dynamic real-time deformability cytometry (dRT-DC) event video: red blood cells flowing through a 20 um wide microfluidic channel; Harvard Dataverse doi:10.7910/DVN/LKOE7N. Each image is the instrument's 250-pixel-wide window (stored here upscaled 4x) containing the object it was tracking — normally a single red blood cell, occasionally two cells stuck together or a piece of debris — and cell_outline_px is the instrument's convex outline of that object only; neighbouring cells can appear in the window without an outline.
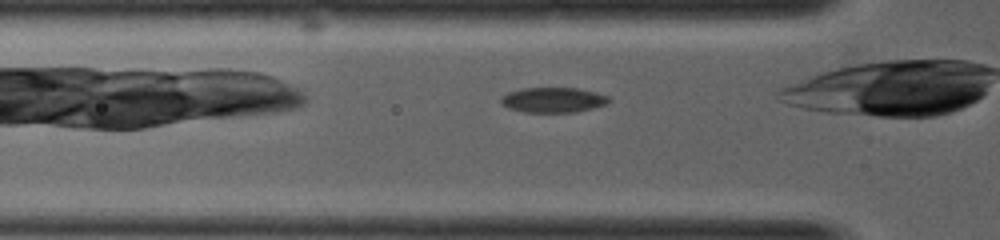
{"species": "common noctule bat (a hibernating species)", "species_latin": "Nyctalus noctula", "temperature_condition": "warm", "stored_images_in_passage": 9, "camera_frame_rate_fps": 5000, "um_per_image_px": 0.085, "animal": {"sex": "female", "body_mass_g": 19.0, "forearm_length_mm": 53.3}, "frame": {"image": 1, "passage_image": 2, "time_ms": 0.2, "image_size_px": [1000, 240], "cell_outline_px": [[612, 100], [608, 104], [576, 112], [524, 112], [508, 108], [500, 104], [500, 96], [508, 92], [524, 88], [580, 88], [596, 92], [608, 96]], "centroid_in_image_um": [47.02, 8.49], "position_along_channel_um": 78.8, "area_um2": 16.01}}